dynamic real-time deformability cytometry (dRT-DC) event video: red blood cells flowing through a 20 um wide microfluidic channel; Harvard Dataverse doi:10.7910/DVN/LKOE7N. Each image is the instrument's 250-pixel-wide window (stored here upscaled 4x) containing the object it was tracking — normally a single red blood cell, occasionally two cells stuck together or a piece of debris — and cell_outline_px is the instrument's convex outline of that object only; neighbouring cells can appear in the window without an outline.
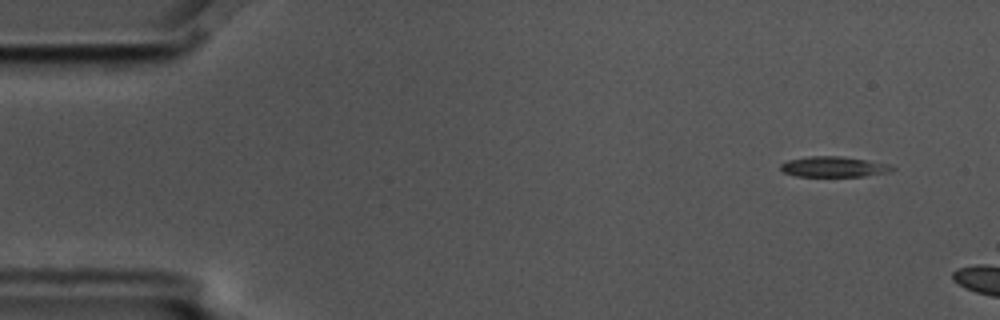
{"species": "common noctule bat (a hibernating species)", "species_latin": "Nyctalus noctula", "temperature_condition": "cold", "stored_images_in_passage": 3, "camera_frame_rate_fps": 3000, "um_per_image_px": 0.085, "animal": {"sex": "male", "body_mass_g": 17.5, "forearm_length_mm": 52.3}, "frame": {"image": 1, "passage_image": 1, "time_ms": 0.0, "image_size_px": [1000, 320], "cell_outline_px": [[896, 168], [892, 172], [864, 176], [796, 176], [784, 172], [780, 168], [780, 164], [788, 160], [808, 156], [840, 156], [888, 164]], "centroid_in_image_um": [70.87, 14.18], "position_along_channel_um": 14.1, "area_um2": 13.24}}